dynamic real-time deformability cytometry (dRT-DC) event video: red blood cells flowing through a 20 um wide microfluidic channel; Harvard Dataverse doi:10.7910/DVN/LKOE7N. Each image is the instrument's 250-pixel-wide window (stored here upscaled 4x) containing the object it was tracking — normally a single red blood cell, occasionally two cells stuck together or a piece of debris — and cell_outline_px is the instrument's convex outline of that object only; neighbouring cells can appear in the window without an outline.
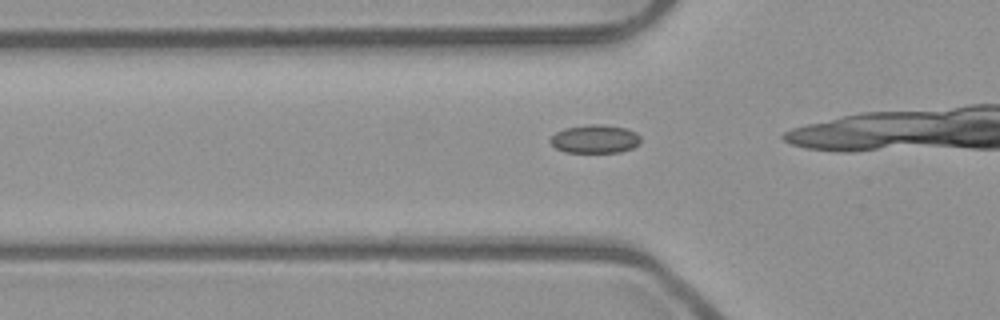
{"species": "common noctule bat (a hibernating species)", "species_latin": "Nyctalus noctula", "temperature_condition": "room temperature", "stored_images_in_passage": 6, "camera_frame_rate_fps": 3000, "um_per_image_px": 0.085, "animal": {"sex": "male", "body_mass_g": 23.1, "forearm_length_mm": 52.7}, "frame": {"image": 1, "passage_image": 6, "time_ms": 1.667, "image_size_px": [1000, 320], "cell_outline_px": [[640, 144], [632, 148], [620, 152], [564, 152], [556, 148], [548, 140], [556, 132], [564, 128], [588, 124], [600, 124], [628, 128], [636, 132], [640, 136]], "centroid_in_image_um": [50.58, 11.8], "position_along_channel_um": 75.2, "area_um2": 15.09}}